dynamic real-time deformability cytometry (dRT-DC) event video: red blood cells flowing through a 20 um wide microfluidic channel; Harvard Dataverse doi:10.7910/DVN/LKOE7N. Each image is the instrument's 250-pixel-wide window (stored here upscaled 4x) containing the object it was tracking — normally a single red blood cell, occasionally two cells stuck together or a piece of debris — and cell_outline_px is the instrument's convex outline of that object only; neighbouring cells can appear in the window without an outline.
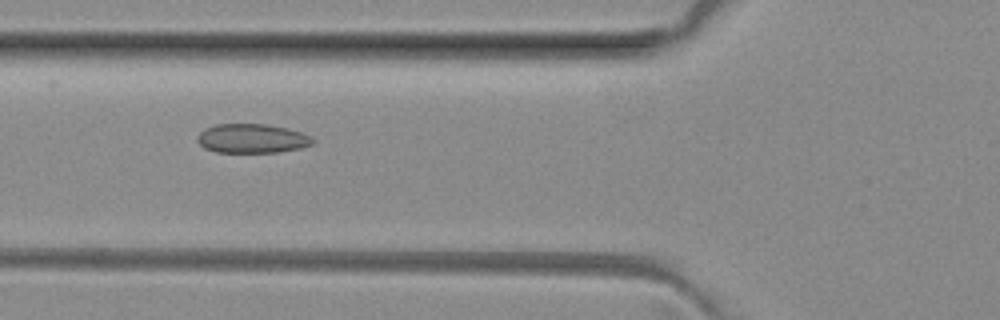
{"species": "common noctule bat (a hibernating species)", "species_latin": "Nyctalus noctula", "temperature_condition": "room temperature", "stored_images_in_passage": 51, "camera_frame_rate_fps": 3000, "um_per_image_px": 0.085, "animal": {"sex": "female", "body_mass_g": 29.2, "forearm_length_mm": 56.3}, "frame": {"image": 1, "passage_image": 19, "time_ms": 6.0, "image_size_px": [1000, 320], "cell_outline_px": [[316, 140], [312, 144], [300, 148], [280, 152], [216, 152], [204, 148], [196, 140], [196, 136], [204, 128], [216, 124], [264, 124], [288, 128], [304, 132], [312, 136]], "centroid_in_image_um": [21.44, 11.76], "position_along_channel_um": 104.4, "area_um2": 19.88}}
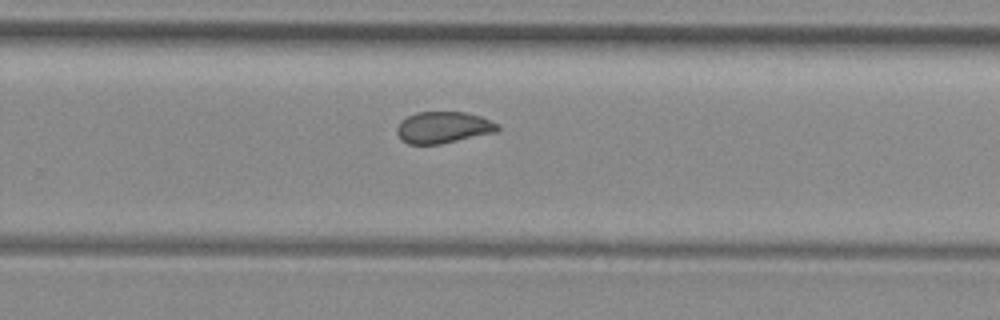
{"frame": {"image": 2, "passage_image": 33, "time_ms": 10.667, "image_size_px": [1000, 320], "cell_outline_px": [[500, 128], [496, 132], [440, 144], [408, 144], [396, 132], [396, 128], [408, 116], [416, 112], [464, 112], [480, 116], [500, 124]], "centroid_in_image_um": [37.72, 10.83], "position_along_channel_um": 292.1, "area_um2": 18.32}}
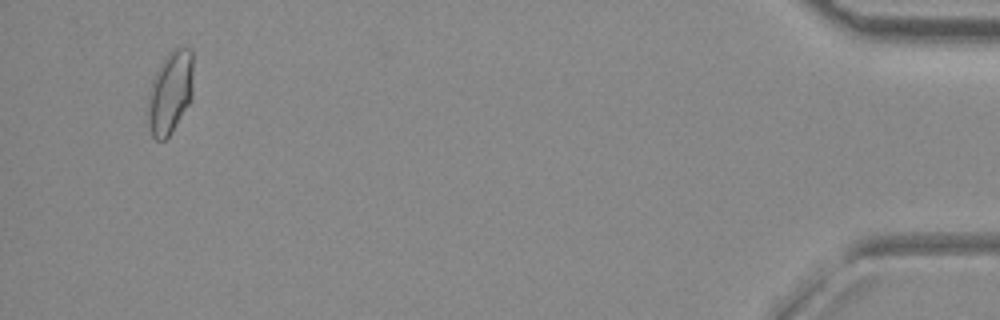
{"frame": {"image": 3, "passage_image": 49, "time_ms": 16.0, "image_size_px": [1000, 320], "cell_outline_px": [[192, 100], [168, 136], [164, 140], [156, 140], [152, 136], [148, 128], [148, 96], [152, 80], [164, 56], [176, 44], [192, 48]], "centroid_in_image_um": [14.47, 7.79], "position_along_channel_um": 420.7, "area_um2": 22.25}, "authors_computed_cell_mechanics": {"area_um2": 19.652, "velocity_mm_per_s": 4.0355, "shape_relaxation_time_tau1_ms": null, "shape_relaxation_time_tau2_ms": 1.1618, "deformation_change_tau1": null, "deformation_change_tau2": 0.0541}}